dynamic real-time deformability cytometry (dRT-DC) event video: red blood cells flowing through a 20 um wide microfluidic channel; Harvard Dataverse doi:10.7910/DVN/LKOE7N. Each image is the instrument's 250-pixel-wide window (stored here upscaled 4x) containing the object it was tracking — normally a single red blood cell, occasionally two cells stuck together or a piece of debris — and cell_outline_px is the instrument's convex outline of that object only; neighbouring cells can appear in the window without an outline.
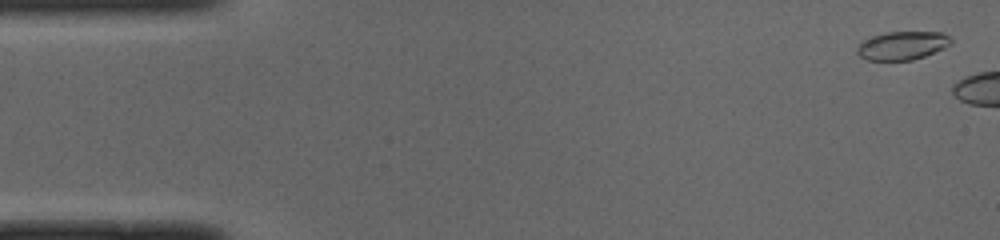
{"species": "common noctule bat (a hibernating species)", "species_latin": "Nyctalus noctula", "temperature_condition": "cold", "stored_images_in_passage": 5, "camera_frame_rate_fps": 3000, "um_per_image_px": 0.085, "animal": {"sex": "male", "body_mass_g": 19.0, "forearm_length_mm": 50.8}, "frame": {"image": 1, "passage_image": 2, "time_ms": 0.333, "image_size_px": [1000, 240], "cell_outline_px": [[952, 44], [944, 48], [924, 56], [912, 60], [868, 60], [860, 56], [856, 52], [856, 48], [864, 40], [872, 36], [888, 32], [940, 32], [948, 36], [952, 40]], "centroid_in_image_um": [76.7, 3.87], "position_along_channel_um": 8.3, "area_um2": 15.43}}